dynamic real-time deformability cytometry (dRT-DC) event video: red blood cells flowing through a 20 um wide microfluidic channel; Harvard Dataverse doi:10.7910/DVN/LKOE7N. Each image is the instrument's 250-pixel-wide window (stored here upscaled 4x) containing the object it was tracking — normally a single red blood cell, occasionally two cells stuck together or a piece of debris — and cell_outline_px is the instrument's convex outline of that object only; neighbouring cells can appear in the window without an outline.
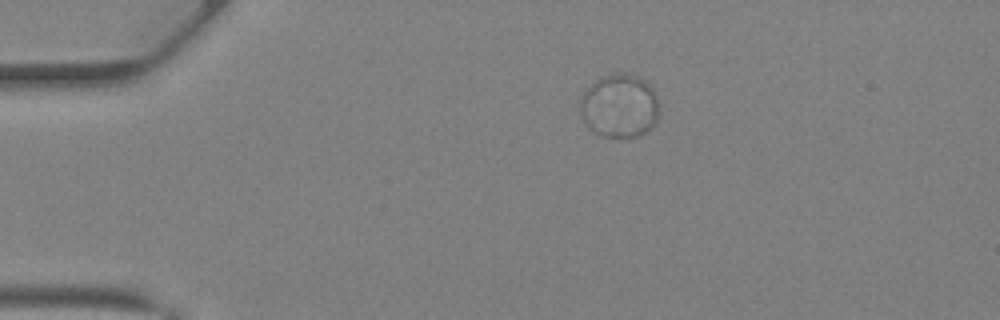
{"species": "Egyptian fruit bat (a non-hibernating species)", "species_latin": "Rousettus aegyptiacus", "temperature_condition": "warm", "stored_images_in_passage": 34, "camera_frame_rate_fps": 3000, "um_per_image_px": 0.085, "animal": {"sex": "female"}, "frame": {"image": 1, "passage_image": 1, "time_ms": 0.0, "image_size_px": [1000, 320], "cell_outline_px": [[660, 116], [644, 132], [636, 136], [604, 136], [592, 132], [588, 128], [580, 112], [580, 104], [584, 92], [600, 76], [612, 72], [624, 72], [640, 76], [652, 88], [660, 112]], "centroid_in_image_um": [52.64, 8.96], "position_along_channel_um": 32.4, "area_um2": 29.19}}
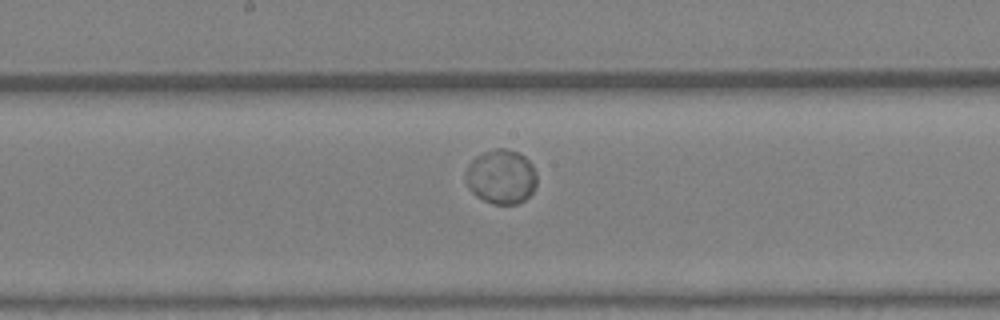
{"frame": {"image": 2, "passage_image": 15, "time_ms": 4.667, "image_size_px": [1000, 320], "cell_outline_px": [[536, 184], [532, 192], [520, 204], [492, 204], [476, 196], [468, 188], [468, 164], [476, 156], [484, 152], [496, 148], [504, 148], [520, 152], [532, 164], [536, 172]], "centroid_in_image_um": [42.63, 15.02], "position_along_channel_um": 205.6, "area_um2": 22.48}}
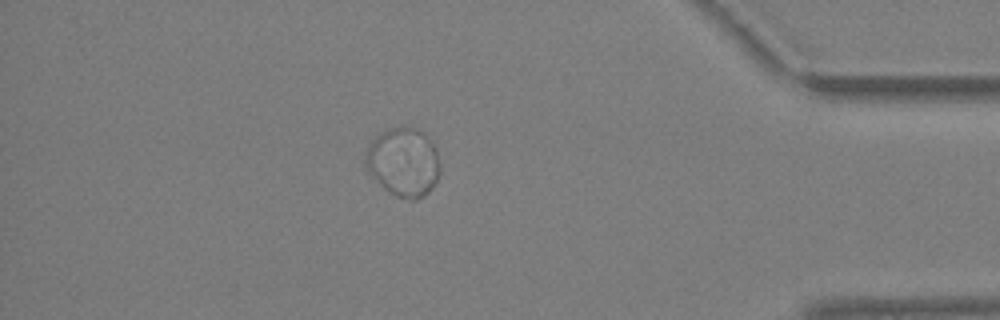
{"frame": {"image": 3, "passage_image": 29, "time_ms": 9.333, "image_size_px": [1000, 320], "cell_outline_px": [[440, 172], [432, 188], [428, 192], [416, 200], [412, 200], [396, 196], [388, 192], [368, 172], [364, 164], [364, 152], [368, 144], [380, 132], [388, 128], [400, 124], [408, 124], [424, 132], [432, 140], [436, 148], [440, 164]], "centroid_in_image_um": [34.28, 13.72], "position_along_channel_um": 400.9, "area_um2": 30.75}, "authors_computed_cell_mechanics": {"area_um2": 24.1893, "velocity_mm_per_s": 4.9181, "shape_relaxation_time_tau1_ms": 1.5937, "shape_relaxation_time_tau2_ms": null, "deformation_change_tau1": 0.026, "deformation_change_tau2": null}}